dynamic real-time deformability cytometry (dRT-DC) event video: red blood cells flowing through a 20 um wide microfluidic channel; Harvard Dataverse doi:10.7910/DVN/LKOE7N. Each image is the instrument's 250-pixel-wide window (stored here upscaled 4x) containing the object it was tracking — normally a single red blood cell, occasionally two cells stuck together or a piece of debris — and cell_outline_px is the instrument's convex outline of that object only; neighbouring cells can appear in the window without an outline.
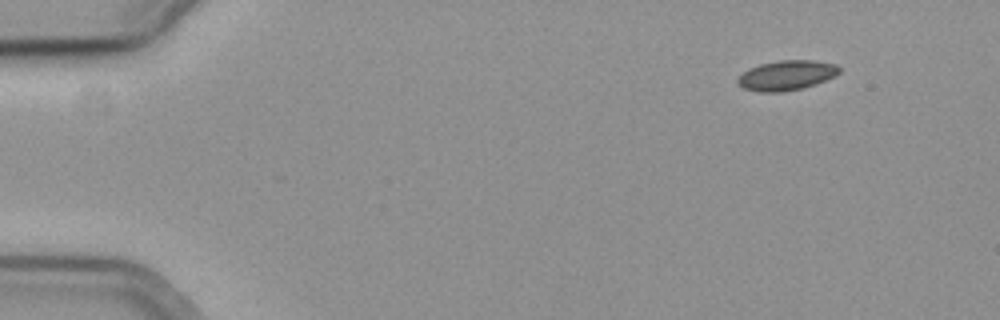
{"species": "common noctule bat (a hibernating species)", "species_latin": "Nyctalus noctula", "temperature_condition": "cold", "stored_images_in_passage": 26, "camera_frame_rate_fps": 3000, "um_per_image_px": 0.085, "animal": {"sex": "female", "body_mass_g": 19.3, "forearm_length_mm": 54.1}, "frame": {"image": 1, "passage_image": 1, "time_ms": 0.0, "image_size_px": [1000, 320], "cell_outline_px": [[840, 72], [836, 76], [816, 84], [784, 92], [760, 92], [744, 88], [736, 84], [736, 80], [748, 68], [760, 64], [780, 60], [812, 60], [836, 64], [840, 68]], "centroid_in_image_um": [66.86, 6.4], "position_along_channel_um": 18.1, "area_um2": 17.74}}
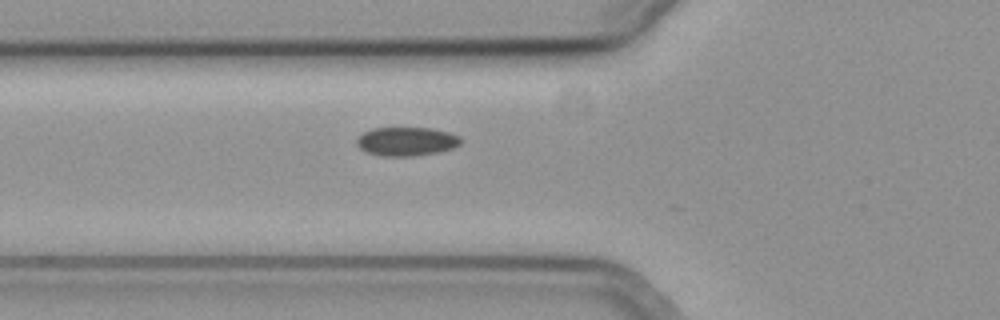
{"frame": {"image": 2, "passage_image": 16, "time_ms": 5.0, "image_size_px": [1000, 320], "cell_outline_px": [[464, 140], [460, 144], [452, 148], [436, 152], [412, 156], [380, 156], [364, 152], [356, 144], [356, 140], [364, 132], [372, 128], [432, 128], [448, 132], [460, 136]], "centroid_in_image_um": [34.54, 12.02], "position_along_channel_um": 91.3, "area_um2": 17.51}}
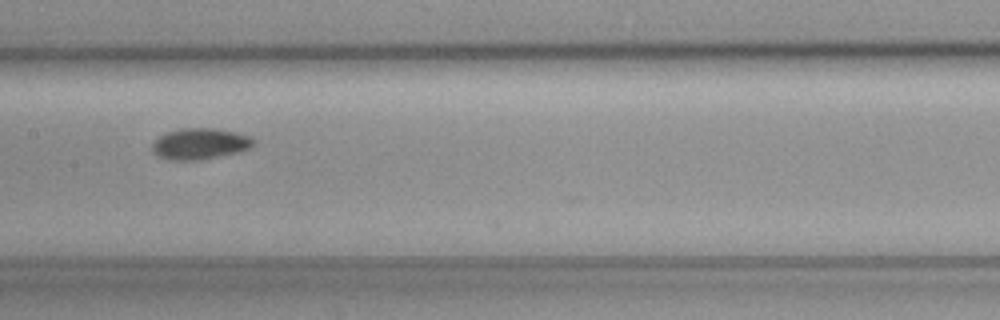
{"frame": {"image": 3, "passage_image": 24, "time_ms": 7.667, "image_size_px": [1000, 320], "cell_outline_px": [[256, 144], [240, 152], [200, 160], [172, 160], [156, 156], [152, 152], [152, 144], [160, 136], [168, 132], [180, 128], [212, 128], [236, 132], [252, 136], [256, 140]], "centroid_in_image_um": [17.03, 12.22], "position_along_channel_um": 190.4, "area_um2": 18.55}}